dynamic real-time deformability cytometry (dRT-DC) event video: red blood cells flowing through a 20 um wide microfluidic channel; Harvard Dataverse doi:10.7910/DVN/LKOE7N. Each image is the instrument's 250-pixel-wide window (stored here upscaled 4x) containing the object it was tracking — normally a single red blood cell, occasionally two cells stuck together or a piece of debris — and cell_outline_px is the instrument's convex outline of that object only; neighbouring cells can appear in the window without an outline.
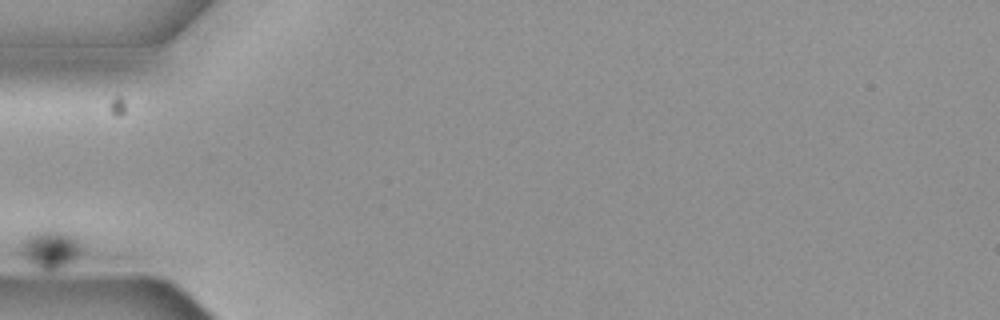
{"species": "common noctule bat (a hibernating species)", "species_latin": "Nyctalus noctula", "temperature_condition": "cold", "stored_images_in_passage": 5, "camera_frame_rate_fps": 3000, "um_per_image_px": 0.085, "animal": {"sex": "female", "body_mass_g": 19.3, "forearm_length_mm": 54.1}, "frame": {"image": 1, "passage_image": 1, "time_ms": 0.0, "image_size_px": [1000, 320], "cell_outline_px": [[80, 252], [64, 268], [52, 272], [44, 272], [36, 268], [28, 260], [20, 244], [32, 232], [64, 232], [72, 236], [80, 244]], "centroid_in_image_um": [4.28, 21.26], "position_along_channel_um": 80.7, "area_um2": 12.95}}
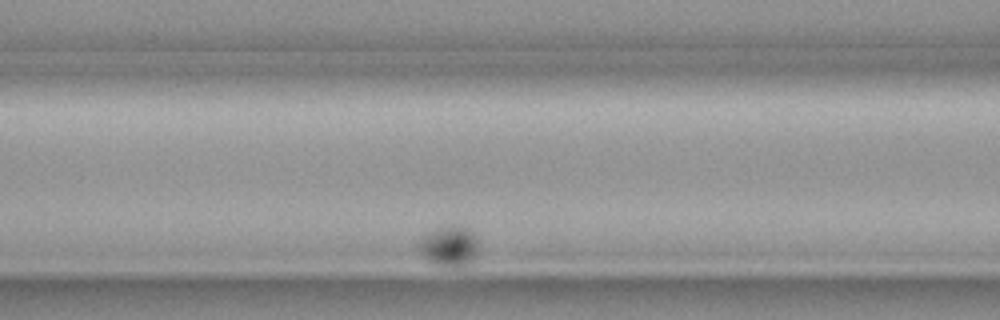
{"frame": {"image": 2, "passage_image": 3, "time_ms": 0.667, "image_size_px": [1000, 320], "cell_outline_px": [[476, 256], [468, 268], [440, 268], [428, 260], [420, 252], [416, 244], [420, 240], [432, 232], [440, 228], [452, 224], [468, 228], [472, 232], [476, 240]], "centroid_in_image_um": [38.2, 21.01], "position_along_channel_um": 128.4, "area_um2": 14.28}}